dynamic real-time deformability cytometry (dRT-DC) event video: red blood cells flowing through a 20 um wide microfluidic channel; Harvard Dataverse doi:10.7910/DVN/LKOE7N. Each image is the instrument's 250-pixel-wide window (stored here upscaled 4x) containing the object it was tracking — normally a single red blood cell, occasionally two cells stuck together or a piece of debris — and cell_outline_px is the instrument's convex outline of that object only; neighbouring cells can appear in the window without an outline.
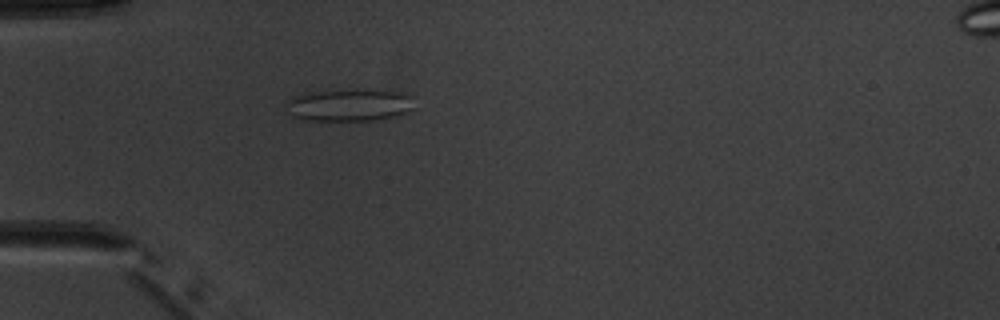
{"species": "common noctule bat (a hibernating species)", "species_latin": "Nyctalus noctula", "temperature_condition": "warm", "stored_images_in_passage": 5, "camera_frame_rate_fps": 3000, "um_per_image_px": 0.085, "animal": {"sex": "male", "body_mass_g": 20.1, "forearm_length_mm": 53.5}, "frame": {"image": 1, "passage_image": 5, "time_ms": 4.667, "image_size_px": [1000, 320], "cell_outline_px": [[416, 108], [392, 116], [372, 120], [300, 120], [292, 116], [288, 104], [288, 100], [304, 92], [396, 92], [412, 96]], "centroid_in_image_um": [29.68, 8.97], "position_along_channel_um": 55.3, "area_um2": 22.83}}